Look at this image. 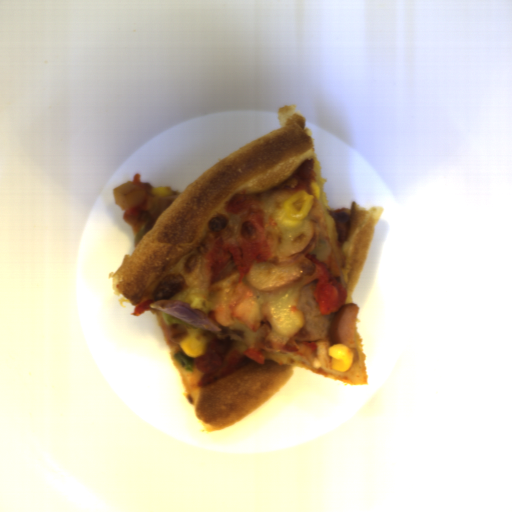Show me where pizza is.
Masks as SVG:
<instances>
[{
    "label": "pizza",
    "mask_w": 512,
    "mask_h": 512,
    "mask_svg": "<svg viewBox=\"0 0 512 512\" xmlns=\"http://www.w3.org/2000/svg\"><path fill=\"white\" fill-rule=\"evenodd\" d=\"M297 104L278 107L279 128L236 149L170 197L152 191L153 206L123 218L137 233L148 219L149 230L140 238L131 254L122 256L118 268L109 271L112 293L118 300L137 306L146 299L188 303L208 316L227 298L237 281L238 271L230 261L226 270L212 282L207 251L223 239L237 244L241 217L226 213L232 195H256L262 205L272 252L268 261L275 265H300V281L276 291H262L250 282L260 306L261 326L251 331L241 321L231 326L218 325L222 331L201 330L209 341H225L226 352L238 351L241 360L230 375H222L206 386H197L203 376L192 359L193 370L186 371L174 354L183 352L181 341L193 325L166 324L163 311L157 324L170 362L181 379L184 398L205 431L226 430L239 423L270 398L295 374L306 370L346 385H369L365 343L355 326L354 342L359 358L346 372L331 369L328 355L334 343L330 324L337 311L322 315L314 300V265L305 255L316 254L327 264L337 281L344 284L345 305L353 304L352 295L369 257L377 222L385 210L382 205L360 206L350 201V209L335 211L330 206L324 184L321 161L317 157L313 129L306 127V116ZM319 187L316 200L304 219L303 227L284 230L275 213L292 194L311 192V182ZM258 348L263 365L249 360L242 351ZM225 352V353H226ZM184 353V352H183Z\"/></svg>",
    "instance_id": "dd6c1bee"
}]
</instances>
